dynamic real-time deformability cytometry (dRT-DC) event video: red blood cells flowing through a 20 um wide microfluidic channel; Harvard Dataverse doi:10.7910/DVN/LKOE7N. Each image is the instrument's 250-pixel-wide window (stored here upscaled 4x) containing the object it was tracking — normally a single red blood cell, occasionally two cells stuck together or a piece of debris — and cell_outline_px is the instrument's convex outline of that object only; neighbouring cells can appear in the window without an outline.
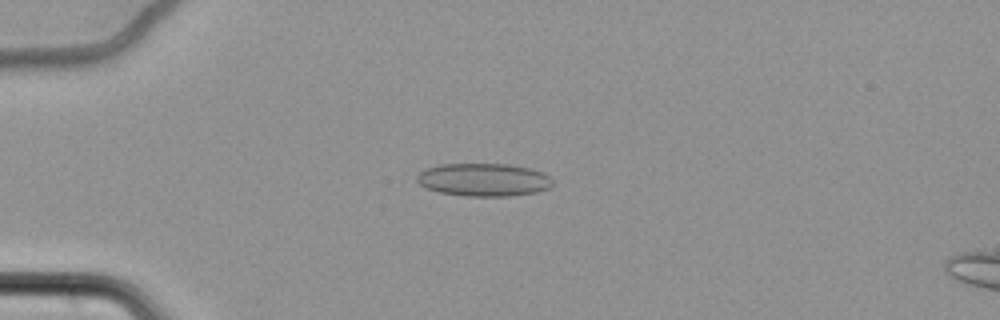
{"species": "common noctule bat (a hibernating species)", "species_latin": "Nyctalus noctula", "temperature_condition": "cold", "stored_images_in_passage": 63, "camera_frame_rate_fps": 3000, "um_per_image_px": 0.085, "animal": {"sex": "female", "body_mass_g": 22.7, "forearm_length_mm": 54.2}, "frame": {"image": 1, "passage_image": 19, "time_ms": 6.0, "image_size_px": [1000, 320], "cell_outline_px": [[552, 184], [548, 188], [536, 192], [512, 196], [464, 196], [440, 192], [428, 188], [420, 184], [416, 180], [416, 176], [420, 172], [428, 168], [440, 164], [508, 164], [532, 168], [544, 172], [552, 180]], "centroid_in_image_um": [41.13, 15.27], "position_along_channel_um": 43.9, "area_um2": 26.07}}
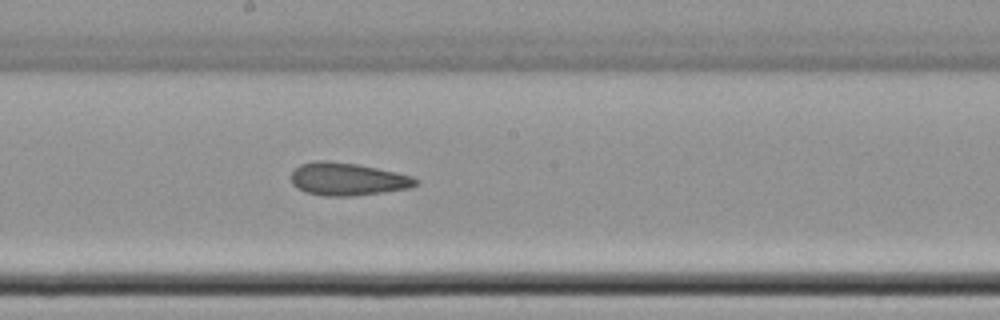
{"frame": {"image": 2, "passage_image": 37, "time_ms": 12.0, "image_size_px": [1000, 320], "cell_outline_px": [[420, 180], [416, 184], [408, 188], [352, 196], [324, 196], [308, 192], [296, 188], [292, 184], [292, 172], [300, 164], [316, 160], [328, 160], [356, 164], [396, 172], [412, 176]], "centroid_in_image_um": [29.52, 15.21], "position_along_channel_um": 218.7, "area_um2": 23.58}}
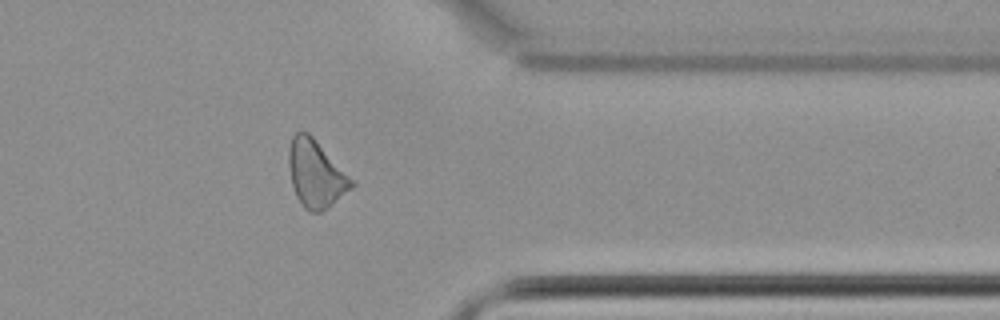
{"frame": {"image": 3, "passage_image": 52, "time_ms": 17.0, "image_size_px": [1000, 320], "cell_outline_px": [[356, 184], [352, 188], [328, 208], [320, 212], [312, 212], [304, 208], [296, 196], [292, 184], [288, 164], [288, 148], [292, 136], [300, 128], [308, 132], [356, 180]], "centroid_in_image_um": [26.86, 14.75], "position_along_channel_um": 384.5, "area_um2": 25.09}, "authors_computed_cell_mechanics": {"area_um2": 25.0852, "velocity_mm_per_s": 3.49, "shape_relaxation_time_tau1_ms": null, "shape_relaxation_time_tau2_ms": 4.8246, "deformation_change_tau1": null, "deformation_change_tau2": 0.1426}}